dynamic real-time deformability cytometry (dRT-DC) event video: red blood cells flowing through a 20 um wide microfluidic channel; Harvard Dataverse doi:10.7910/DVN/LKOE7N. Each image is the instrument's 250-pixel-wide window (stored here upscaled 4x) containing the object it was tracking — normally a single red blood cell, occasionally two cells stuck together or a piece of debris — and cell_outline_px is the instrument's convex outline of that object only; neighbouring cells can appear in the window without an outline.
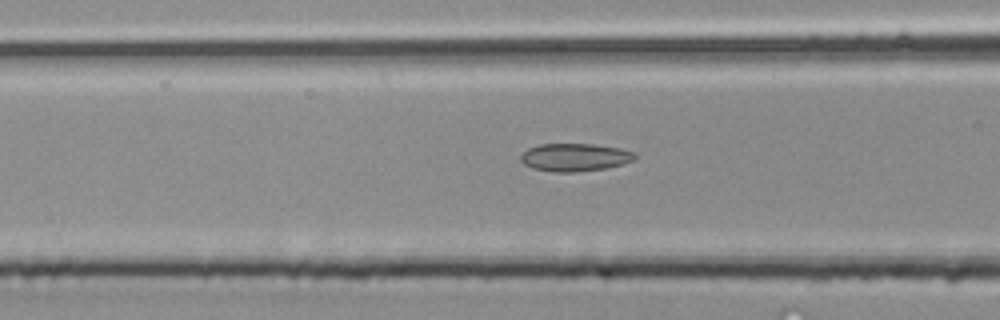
{"species": "common noctule bat (a hibernating species)", "species_latin": "Nyctalus noctula", "temperature_condition": "room temperature", "stored_images_in_passage": 23, "camera_frame_rate_fps": 3000, "um_per_image_px": 0.085, "animal": {"sex": "male", "body_mass_g": 20.4}, "frame": {"image": 1, "passage_image": 7, "time_ms": 2.0, "image_size_px": [1000, 320], "cell_outline_px": [[636, 156], [632, 160], [624, 164], [608, 168], [576, 172], [552, 172], [532, 168], [524, 164], [520, 160], [520, 156], [528, 148], [540, 144], [592, 144], [620, 148], [636, 152]], "centroid_in_image_um": [48.87, 13.38], "position_along_channel_um": 117.7, "area_um2": 18.67}}
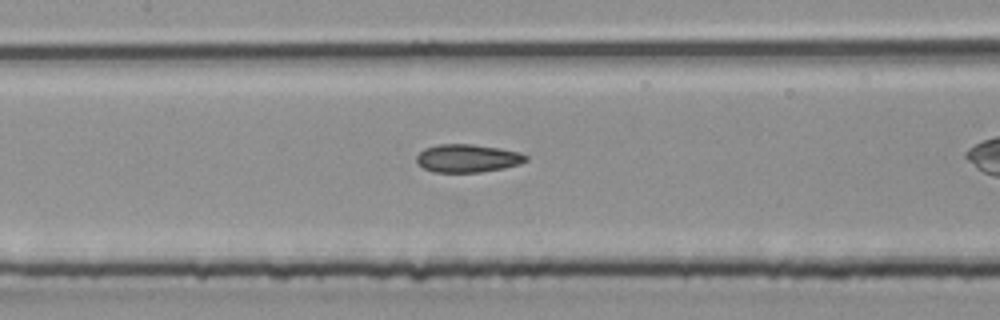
{"frame": {"image": 2, "passage_image": 10, "time_ms": 3.0, "image_size_px": [1000, 320], "cell_outline_px": [[528, 160], [520, 164], [504, 168], [480, 172], [432, 172], [416, 164], [416, 156], [424, 148], [440, 144], [472, 144], [500, 148], [520, 152], [528, 156]], "centroid_in_image_um": [39.74, 13.45], "position_along_channel_um": 167.7, "area_um2": 18.03}}